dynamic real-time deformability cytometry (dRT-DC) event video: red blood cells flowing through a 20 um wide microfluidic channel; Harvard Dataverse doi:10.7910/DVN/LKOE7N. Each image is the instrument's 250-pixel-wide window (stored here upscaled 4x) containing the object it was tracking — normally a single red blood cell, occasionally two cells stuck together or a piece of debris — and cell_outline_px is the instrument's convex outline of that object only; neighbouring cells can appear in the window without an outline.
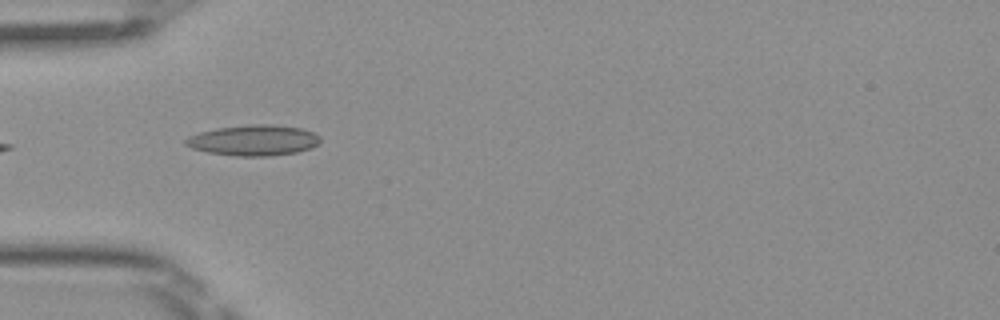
{"species": "Egyptian fruit bat (a non-hibernating species)", "species_latin": "Rousettus aegyptiacus", "temperature_condition": "room temperature", "stored_images_in_passage": 6, "camera_frame_rate_fps": 3000, "um_per_image_px": 0.085, "frame": {"image": 1, "passage_image": 4, "time_ms": 1.0, "image_size_px": [1000, 320], "cell_outline_px": [[320, 140], [312, 148], [296, 152], [268, 156], [236, 156], [208, 152], [192, 148], [184, 144], [184, 140], [188, 136], [200, 132], [216, 128], [252, 124], [272, 124], [304, 128], [320, 136]], "centroid_in_image_um": [21.55, 11.92], "position_along_channel_um": 63.4, "area_um2": 24.1}}
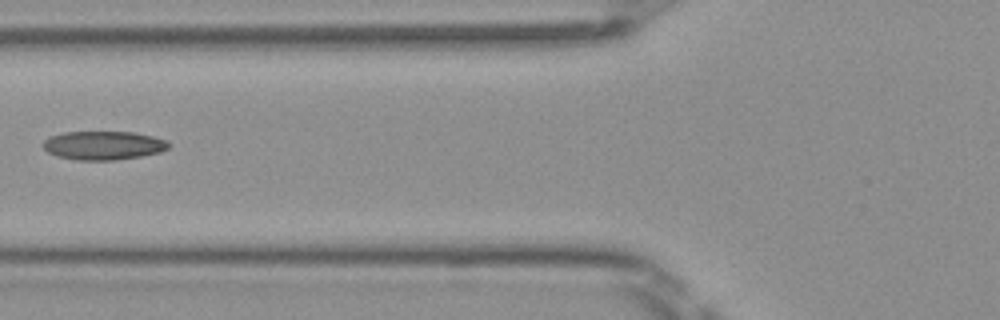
{"frame": {"image": 2, "passage_image": 5, "time_ms": 1.333, "image_size_px": [1000, 320], "cell_outline_px": [[172, 144], [168, 148], [160, 152], [140, 156], [116, 160], [76, 160], [56, 156], [48, 152], [40, 144], [44, 140], [52, 136], [64, 132], [136, 132], [168, 140]], "centroid_in_image_um": [8.8, 12.36], "position_along_channel_um": 117.0, "area_um2": 21.15}}
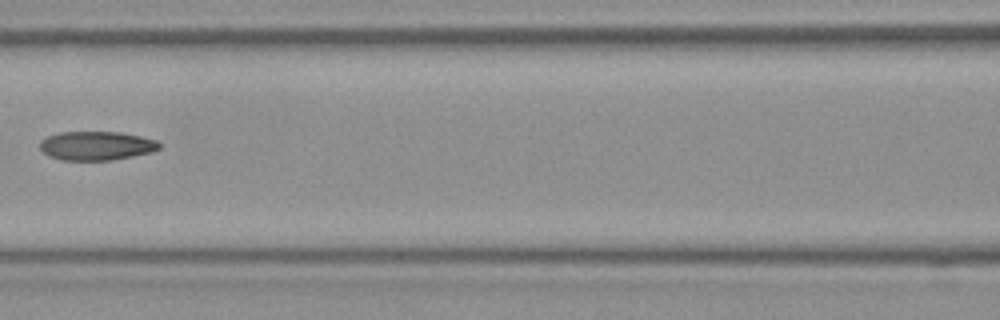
{"frame": {"image": 3, "passage_image": 6, "time_ms": 1.667, "image_size_px": [1000, 320], "cell_outline_px": [[160, 148], [152, 152], [112, 160], [64, 160], [48, 156], [40, 148], [40, 140], [48, 136], [60, 132], [120, 132], [140, 136], [156, 140], [160, 144]], "centroid_in_image_um": [8.19, 12.39], "position_along_channel_um": 158.4, "area_um2": 20.06}}